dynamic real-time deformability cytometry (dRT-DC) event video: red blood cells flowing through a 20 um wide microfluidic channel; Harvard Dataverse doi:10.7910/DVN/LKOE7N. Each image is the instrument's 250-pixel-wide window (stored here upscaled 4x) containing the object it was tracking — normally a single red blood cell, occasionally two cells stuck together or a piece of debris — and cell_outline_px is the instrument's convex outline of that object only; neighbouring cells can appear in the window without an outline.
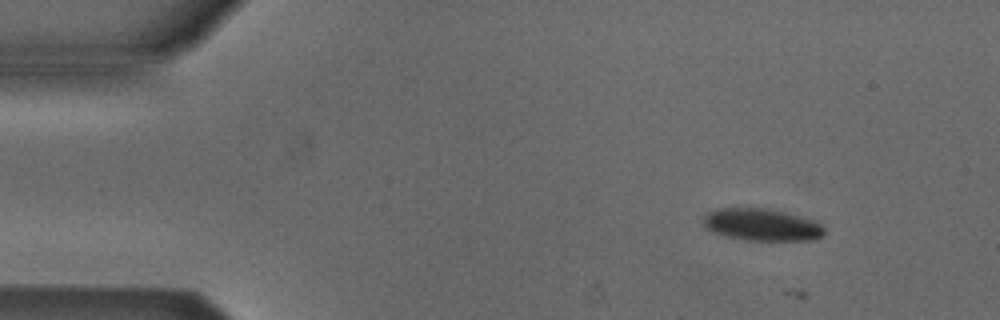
{"species": "Egyptian fruit bat (a non-hibernating species)", "species_latin": "Rousettus aegyptiacus", "temperature_condition": "cold", "stored_images_in_passage": 2, "camera_frame_rate_fps": 3000, "um_per_image_px": 0.085, "animal": {"sex": "male"}, "frame": {"image": 1, "passage_image": 1, "time_ms": 0.0, "image_size_px": [1000, 320], "cell_outline_px": [[824, 236], [816, 240], [744, 240], [712, 232], [704, 224], [704, 216], [708, 212], [716, 208], [768, 208], [784, 212], [812, 220], [820, 224], [824, 228]], "centroid_in_image_um": [64.76, 19.1], "position_along_channel_um": 20.2, "area_um2": 22.54}}